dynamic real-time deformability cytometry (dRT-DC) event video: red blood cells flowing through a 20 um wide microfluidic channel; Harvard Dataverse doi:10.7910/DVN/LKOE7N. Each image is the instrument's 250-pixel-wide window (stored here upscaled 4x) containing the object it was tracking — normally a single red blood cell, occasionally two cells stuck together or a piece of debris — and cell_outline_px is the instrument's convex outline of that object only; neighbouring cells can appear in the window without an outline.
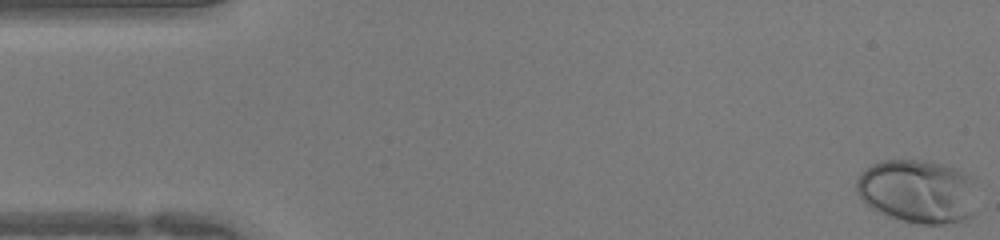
{"species": "human", "species_latin": "Homo sapiens", "temperature_condition": "warm", "stored_images_in_passage": 45, "camera_frame_rate_fps": 3000, "um_per_image_px": 0.085, "donor": {"sex": "female"}, "frame": {"image": 1, "passage_image": 1, "time_ms": 0.0, "image_size_px": [1000, 240], "cell_outline_px": [[972, 216], [964, 220], [944, 224], [920, 224], [888, 216], [876, 212], [868, 208], [860, 196], [856, 188], [856, 180], [860, 172], [872, 164], [884, 160], [932, 160], [956, 168], [964, 172], [972, 212]], "centroid_in_image_um": [77.84, 16.26], "position_along_channel_um": 7.2, "area_um2": 43.75}}
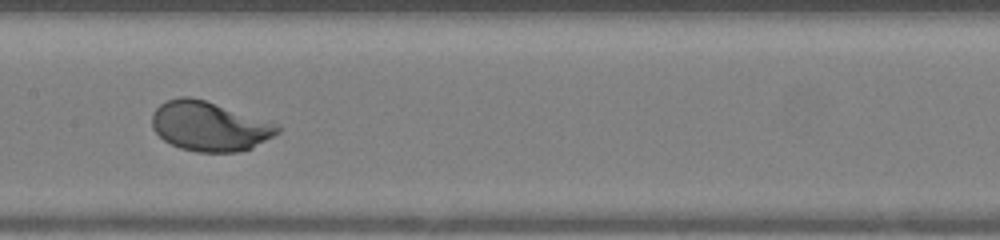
{"frame": {"image": 2, "passage_image": 22, "time_ms": 7.0, "image_size_px": [1000, 240], "cell_outline_px": [[280, 132], [252, 148], [236, 152], [196, 152], [180, 148], [164, 140], [152, 128], [152, 112], [160, 104], [168, 100], [180, 96], [192, 96], [280, 124]], "centroid_in_image_um": [17.81, 10.73], "position_along_channel_um": 189.6, "area_um2": 36.3}}
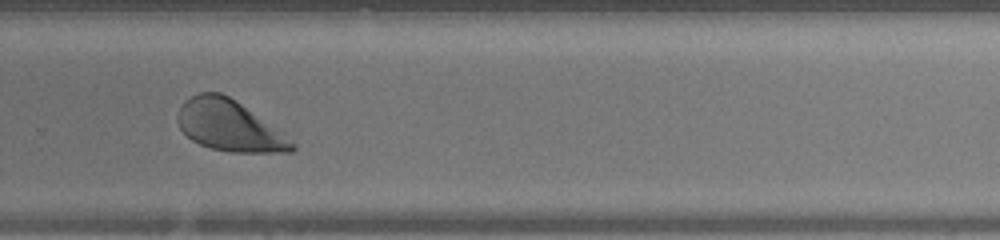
{"frame": {"image": 3, "passage_image": 30, "time_ms": 9.667, "image_size_px": [1000, 240], "cell_outline_px": [[296, 148], [292, 152], [228, 152], [212, 148], [200, 144], [192, 140], [180, 128], [176, 120], [176, 116], [180, 104], [184, 100], [200, 92], [220, 92], [228, 96], [240, 104], [296, 144]], "centroid_in_image_um": [19.41, 10.69], "position_along_channel_um": 310.4, "area_um2": 33.23}}